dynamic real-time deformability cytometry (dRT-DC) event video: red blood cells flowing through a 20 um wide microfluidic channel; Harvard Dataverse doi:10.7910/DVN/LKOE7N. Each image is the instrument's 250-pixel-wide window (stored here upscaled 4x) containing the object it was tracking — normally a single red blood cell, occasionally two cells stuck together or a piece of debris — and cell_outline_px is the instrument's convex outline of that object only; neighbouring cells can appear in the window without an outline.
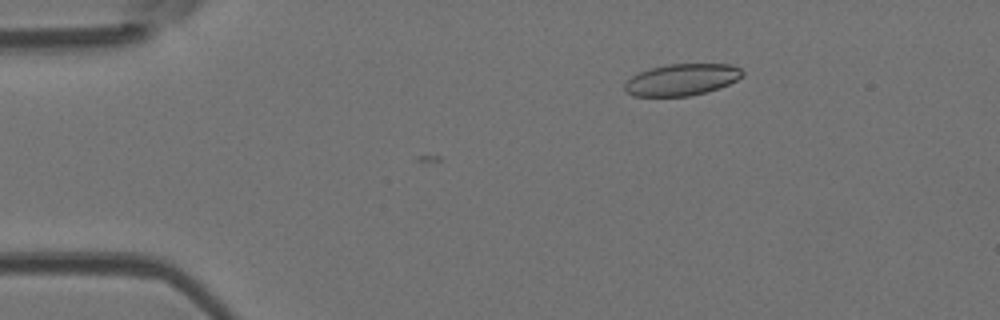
{"species": "Egyptian fruit bat (a non-hibernating species)", "species_latin": "Rousettus aegyptiacus", "temperature_condition": "room temperature", "stored_images_in_passage": 2, "camera_frame_rate_fps": 3000, "um_per_image_px": 0.085, "animal": {"sex": "female"}, "frame": {"image": 1, "passage_image": 2, "time_ms": 0.333, "image_size_px": [1000, 320], "cell_outline_px": [[744, 76], [728, 84], [704, 92], [688, 96], [632, 96], [624, 92], [624, 84], [632, 76], [648, 68], [668, 64], [732, 64], [740, 68], [744, 72]], "centroid_in_image_um": [57.92, 6.76], "position_along_channel_um": 27.1, "area_um2": 21.73}}